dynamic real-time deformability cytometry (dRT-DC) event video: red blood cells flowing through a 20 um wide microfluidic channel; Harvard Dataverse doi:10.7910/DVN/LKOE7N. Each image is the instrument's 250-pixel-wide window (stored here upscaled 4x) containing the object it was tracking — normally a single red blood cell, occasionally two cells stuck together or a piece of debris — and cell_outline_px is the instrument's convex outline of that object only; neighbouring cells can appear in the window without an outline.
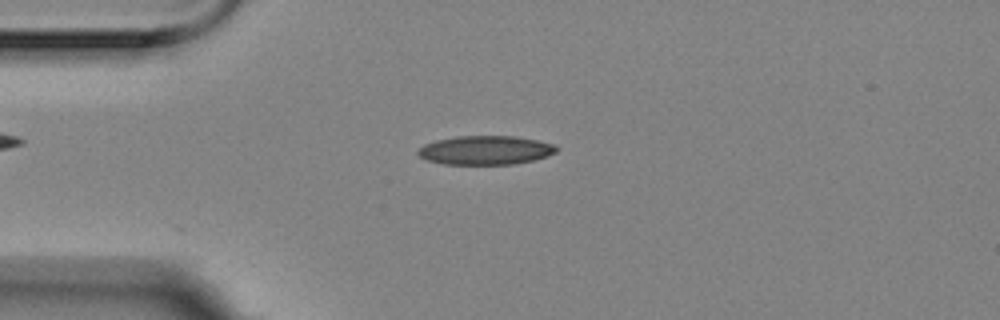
{"species": "Egyptian fruit bat (a non-hibernating species)", "species_latin": "Rousettus aegyptiacus", "temperature_condition": "room temperature", "stored_images_in_passage": 28, "camera_frame_rate_fps": 3000, "um_per_image_px": 0.085, "animal": {"sex": "female"}, "frame": {"image": 1, "passage_image": 8, "time_ms": 2.333, "image_size_px": [1000, 320], "cell_outline_px": [[556, 152], [532, 160], [512, 164], [444, 164], [424, 160], [416, 152], [424, 144], [436, 140], [456, 136], [512, 136], [536, 140], [556, 144]], "centroid_in_image_um": [41.21, 12.76], "position_along_channel_um": 43.8, "area_um2": 23.18}}
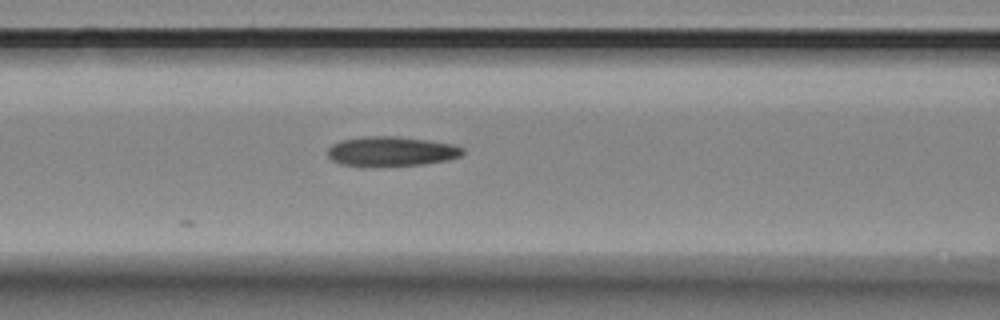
{"frame": {"image": 2, "passage_image": 17, "time_ms": 5.333, "image_size_px": [1000, 320], "cell_outline_px": [[464, 152], [460, 156], [448, 160], [424, 164], [344, 164], [332, 160], [328, 156], [328, 148], [332, 144], [340, 140], [364, 136], [396, 136], [428, 140], [452, 144], [464, 148]], "centroid_in_image_um": [33.29, 12.82], "position_along_channel_um": 133.3, "area_um2": 22.66}}
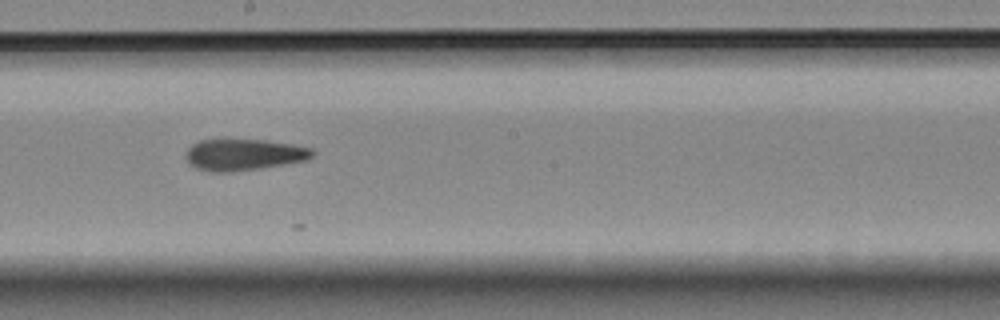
{"frame": {"image": 3, "passage_image": 25, "time_ms": 8.0, "image_size_px": [1000, 320], "cell_outline_px": [[316, 152], [308, 160], [260, 168], [232, 172], [208, 172], [196, 168], [184, 156], [188, 148], [192, 144], [200, 140], [224, 136], [268, 140], [292, 144], [312, 148]], "centroid_in_image_um": [20.7, 13.09], "position_along_channel_um": 227.5, "area_um2": 24.22}}